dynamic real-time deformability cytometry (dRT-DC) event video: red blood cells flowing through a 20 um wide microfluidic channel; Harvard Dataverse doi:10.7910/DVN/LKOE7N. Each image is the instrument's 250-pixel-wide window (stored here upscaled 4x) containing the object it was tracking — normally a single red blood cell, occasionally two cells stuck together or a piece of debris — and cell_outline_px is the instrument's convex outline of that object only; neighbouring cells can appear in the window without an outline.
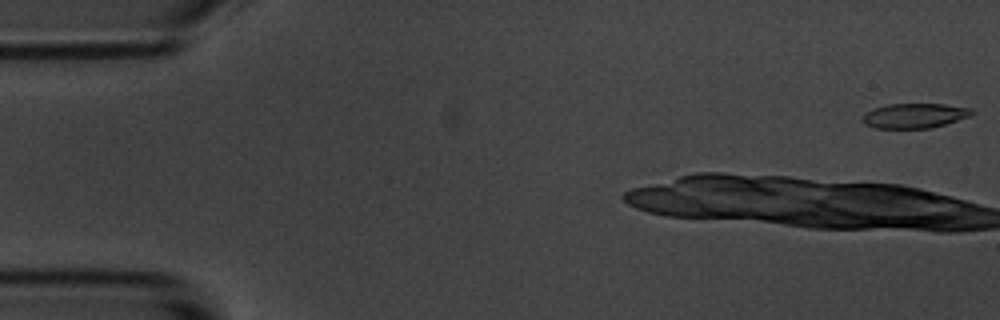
{"species": "common noctule bat (a hibernating species)", "species_latin": "Nyctalus noctula", "temperature_condition": "room temperature", "stored_images_in_passage": 3, "camera_frame_rate_fps": 3000, "um_per_image_px": 0.085, "animal": {"sex": "male", "body_mass_g": 20.1, "forearm_length_mm": 53.5}, "frame": {"image": 1, "passage_image": 1, "time_ms": 0.0, "image_size_px": [1000, 320], "cell_outline_px": [[976, 112], [972, 116], [932, 128], [872, 128], [864, 124], [860, 120], [860, 116], [872, 108], [888, 104], [944, 104], [972, 108]], "centroid_in_image_um": [77.72, 9.83], "position_along_channel_um": 7.3, "area_um2": 16.18}}